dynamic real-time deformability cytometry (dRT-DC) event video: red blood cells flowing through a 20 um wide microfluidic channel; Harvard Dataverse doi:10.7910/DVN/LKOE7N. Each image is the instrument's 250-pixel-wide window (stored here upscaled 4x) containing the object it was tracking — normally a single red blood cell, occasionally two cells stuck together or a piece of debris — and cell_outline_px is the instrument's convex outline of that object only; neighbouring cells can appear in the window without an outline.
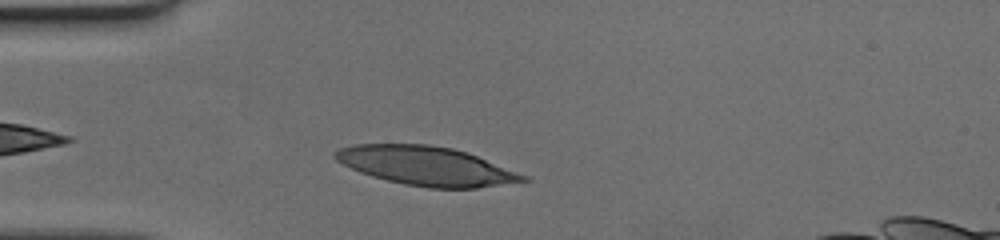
{"species": "human", "species_latin": "Homo sapiens", "temperature_condition": "cold", "stored_images_in_passage": 32, "camera_frame_rate_fps": 3000, "um_per_image_px": 0.085, "donor": {"sex": "female"}, "frame": {"image": 1, "passage_image": 5, "time_ms": 1.333, "image_size_px": [1000, 240], "cell_outline_px": [[532, 180], [476, 188], [428, 188], [404, 184], [372, 176], [360, 172], [336, 160], [332, 156], [332, 152], [340, 148], [356, 144], [428, 144], [452, 148], [468, 152], [528, 176]], "centroid_in_image_um": [36.24, 14.1], "position_along_channel_um": 48.8, "area_um2": 42.6}}
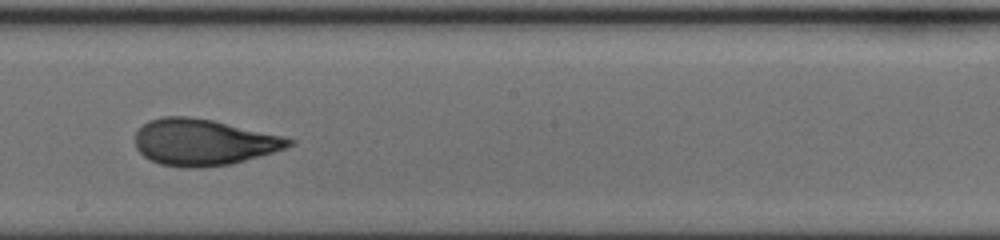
{"frame": {"image": 2, "passage_image": 20, "time_ms": 6.333, "image_size_px": [1000, 240], "cell_outline_px": [[296, 140], [292, 144], [284, 148], [272, 152], [232, 164], [196, 168], [184, 168], [160, 164], [144, 156], [136, 148], [136, 132], [148, 120], [164, 116], [188, 116], [212, 120], [280, 136]], "centroid_in_image_um": [17.24, 12.09], "position_along_channel_um": 231.0, "area_um2": 41.04}}
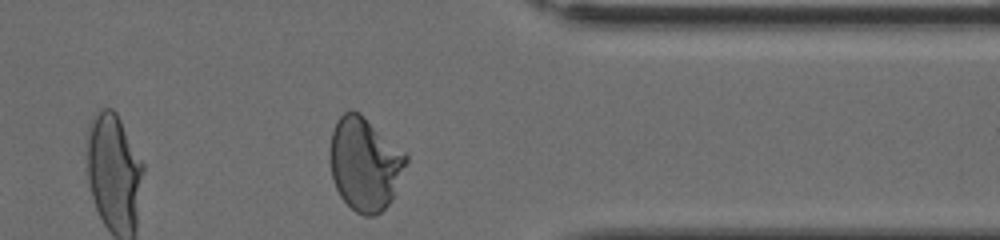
{"frame": {"image": 3, "passage_image": 32, "time_ms": 10.333, "image_size_px": [1000, 240], "cell_outline_px": [[408, 160], [392, 200], [376, 216], [364, 216], [356, 212], [340, 196], [336, 188], [332, 176], [328, 156], [332, 132], [336, 120], [344, 112], [352, 108], [360, 112], [408, 152]], "centroid_in_image_um": [31.02, 13.88], "position_along_channel_um": 380.4, "area_um2": 42.14}}